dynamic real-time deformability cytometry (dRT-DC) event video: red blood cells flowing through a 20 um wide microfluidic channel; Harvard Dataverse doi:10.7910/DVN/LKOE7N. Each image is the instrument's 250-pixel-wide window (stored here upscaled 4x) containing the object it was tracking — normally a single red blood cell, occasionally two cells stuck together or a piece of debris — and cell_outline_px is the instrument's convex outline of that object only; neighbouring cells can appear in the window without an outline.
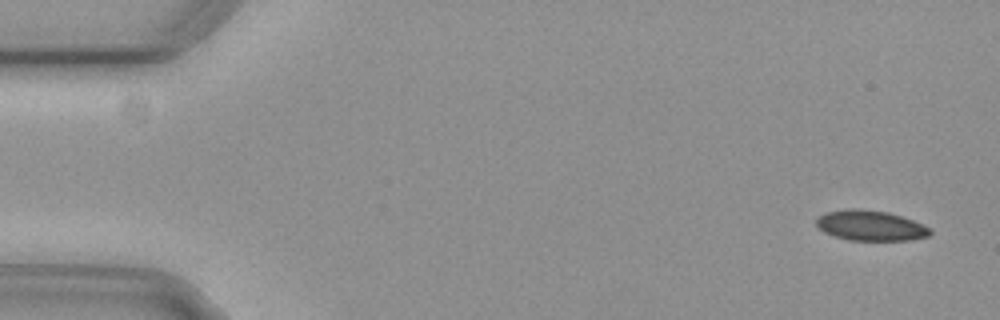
{"species": "common noctule bat (a hibernating species)", "species_latin": "Nyctalus noctula", "temperature_condition": "cold", "stored_images_in_passage": 39, "camera_frame_rate_fps": 3000, "um_per_image_px": 0.085, "animal": {"sex": "female", "body_mass_g": 29.2, "forearm_length_mm": 56.3}, "frame": {"image": 1, "passage_image": 1, "time_ms": 0.0, "image_size_px": [1000, 320], "cell_outline_px": [[932, 232], [928, 236], [912, 240], [848, 240], [824, 232], [816, 224], [816, 220], [820, 216], [828, 212], [848, 208], [856, 208], [888, 212], [912, 220], [928, 228]], "centroid_in_image_um": [73.98, 19.17], "position_along_channel_um": 11.0, "area_um2": 19.77}}
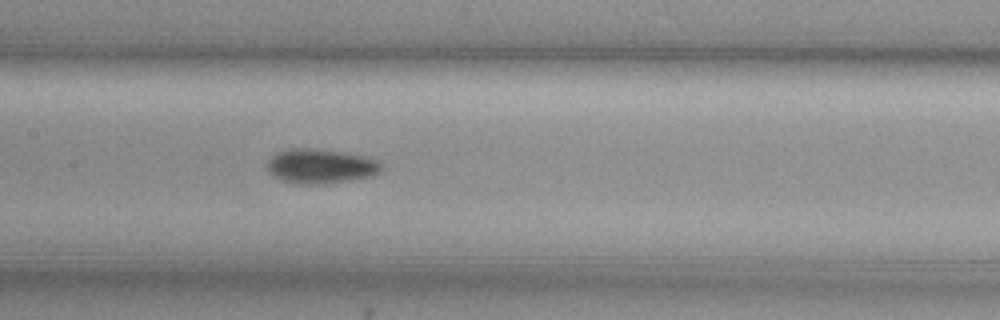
{"frame": {"image": 2, "passage_image": 25, "time_ms": 8.0, "image_size_px": [1000, 320], "cell_outline_px": [[380, 172], [372, 176], [352, 180], [328, 184], [300, 184], [280, 180], [272, 176], [268, 172], [268, 160], [276, 152], [292, 148], [308, 148], [340, 152], [364, 156], [376, 160], [380, 164]], "centroid_in_image_um": [27.21, 14.14], "position_along_channel_um": 180.2, "area_um2": 22.95}}
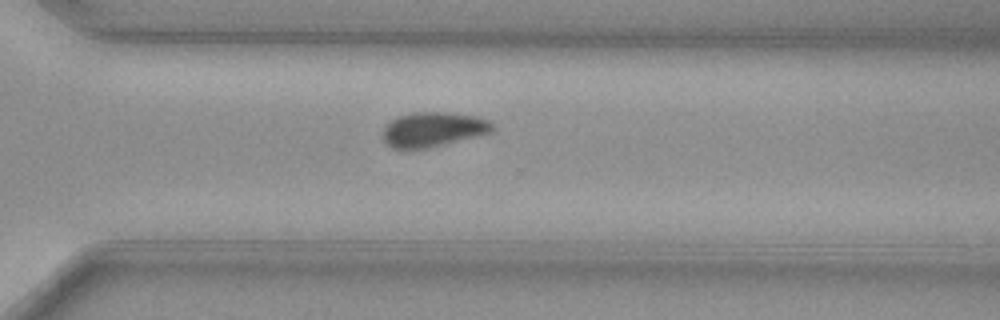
{"frame": {"image": 3, "passage_image": 39, "time_ms": 12.667, "image_size_px": [1000, 320], "cell_outline_px": [[496, 128], [492, 132], [424, 148], [392, 148], [380, 136], [384, 128], [396, 116], [412, 112], [452, 112], [476, 116], [488, 120]], "centroid_in_image_um": [36.8, 10.97], "position_along_channel_um": 333.8, "area_um2": 21.96}}